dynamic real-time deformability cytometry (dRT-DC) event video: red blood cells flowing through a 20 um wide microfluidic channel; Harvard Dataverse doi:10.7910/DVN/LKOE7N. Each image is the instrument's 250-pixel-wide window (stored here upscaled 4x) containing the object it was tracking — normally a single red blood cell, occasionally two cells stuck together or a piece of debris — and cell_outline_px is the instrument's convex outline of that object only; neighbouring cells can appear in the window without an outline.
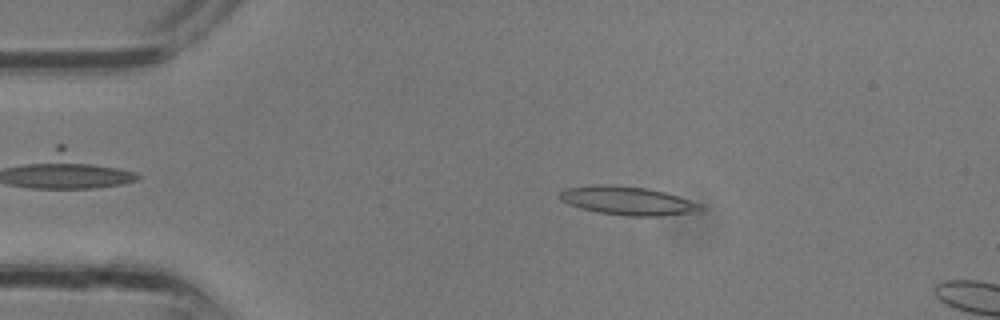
{"species": "common noctule bat (a hibernating species)", "species_latin": "Nyctalus noctula", "temperature_condition": "room temperature", "stored_images_in_passage": 3, "camera_frame_rate_fps": 3000, "um_per_image_px": 0.085, "animal": {"sex": "male", "body_mass_g": 13.3}, "frame": {"image": 1, "passage_image": 2, "time_ms": 0.333, "image_size_px": [1000, 320], "cell_outline_px": [[704, 208], [692, 212], [664, 216], [624, 216], [600, 212], [580, 208], [568, 204], [560, 200], [560, 192], [564, 188], [592, 184], [616, 184], [648, 188], [664, 192], [700, 204]], "centroid_in_image_um": [53.27, 17.05], "position_along_channel_um": 31.7, "area_um2": 23.47}}